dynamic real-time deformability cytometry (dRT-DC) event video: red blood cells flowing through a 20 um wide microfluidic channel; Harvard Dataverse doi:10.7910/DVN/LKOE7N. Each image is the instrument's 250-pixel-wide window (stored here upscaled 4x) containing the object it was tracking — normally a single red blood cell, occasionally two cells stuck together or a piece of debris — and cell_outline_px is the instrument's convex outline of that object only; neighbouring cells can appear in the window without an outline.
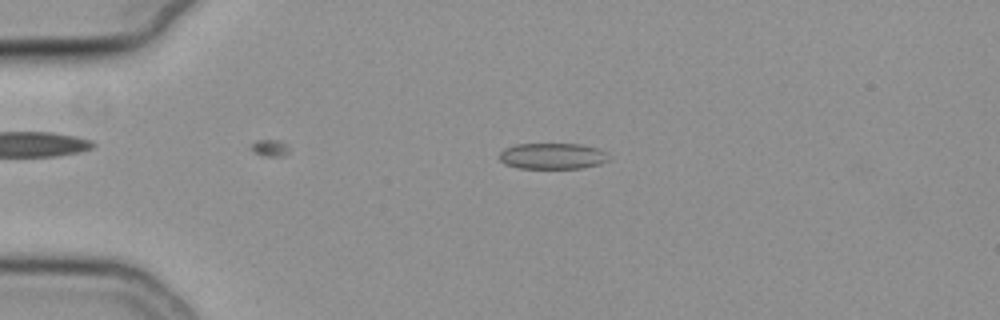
{"species": "common noctule bat (a hibernating species)", "species_latin": "Nyctalus noctula", "temperature_condition": "cold", "stored_images_in_passage": 50, "camera_frame_rate_fps": 3000, "um_per_image_px": 0.085, "animal": {"sex": "female", "body_mass_g": 19.3, "forearm_length_mm": 54.1}, "frame": {"image": 1, "passage_image": 11, "time_ms": 3.333, "image_size_px": [1000, 320], "cell_outline_px": [[612, 156], [608, 160], [600, 164], [580, 168], [516, 168], [504, 164], [500, 160], [500, 152], [504, 148], [516, 144], [580, 144], [596, 148], [608, 152]], "centroid_in_image_um": [46.98, 13.26], "position_along_channel_um": 38.0, "area_um2": 16.76}}
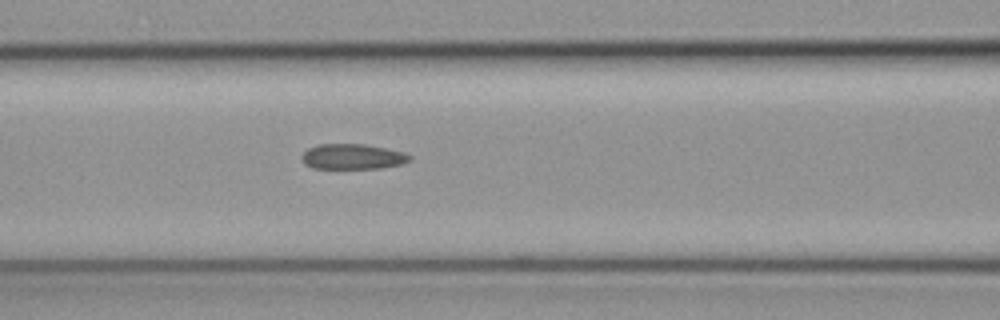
{"frame": {"image": 2, "passage_image": 22, "time_ms": 7.0, "image_size_px": [1000, 320], "cell_outline_px": [[412, 160], [400, 164], [380, 168], [312, 168], [304, 164], [300, 156], [308, 148], [320, 144], [364, 144], [404, 152], [412, 156]], "centroid_in_image_um": [29.95, 13.31], "position_along_channel_um": 136.6, "area_um2": 15.9}}
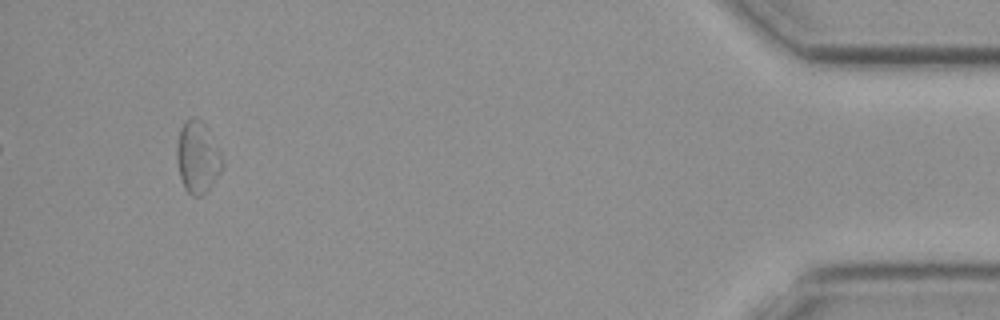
{"frame": {"image": 3, "passage_image": 50, "time_ms": 16.333, "image_size_px": [1000, 320], "cell_outline_px": [[220, 172], [208, 188], [200, 196], [192, 196], [184, 188], [180, 176], [176, 160], [176, 148], [180, 128], [184, 120], [196, 116], [204, 124], [220, 156]], "centroid_in_image_um": [16.71, 13.35], "position_along_channel_um": 418.5, "area_um2": 18.32}, "authors_computed_cell_mechanics": {"area_um2": 16.4152, "velocity_mm_per_s": 3.8042, "shape_relaxation_time_tau1_ms": 10.1237, "shape_relaxation_time_tau2_ms": 4.3889, "deformation_change_tau1": 0.1129, "deformation_change_tau2": 0.1063}}